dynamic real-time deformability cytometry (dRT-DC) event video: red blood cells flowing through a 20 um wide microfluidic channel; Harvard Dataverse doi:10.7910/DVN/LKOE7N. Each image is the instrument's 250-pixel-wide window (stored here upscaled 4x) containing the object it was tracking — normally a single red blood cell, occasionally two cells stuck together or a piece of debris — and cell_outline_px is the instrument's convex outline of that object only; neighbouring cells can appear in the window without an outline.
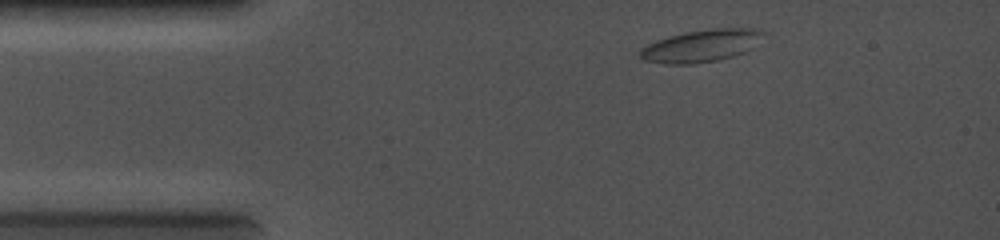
{"species": "common noctule bat (a hibernating species)", "species_latin": "Nyctalus noctula", "temperature_condition": "cold", "stored_images_in_passage": 2, "camera_frame_rate_fps": 5000, "um_per_image_px": 0.085, "animal": {"sex": "female", "body_mass_g": 19.0, "forearm_length_mm": 56.7}, "frame": {"image": 1, "passage_image": 1, "time_ms": 0.0, "image_size_px": [1000, 240], "cell_outline_px": [[764, 32], [752, 48], [744, 52], [732, 56], [716, 60], [692, 64], [664, 64], [644, 60], [640, 56], [640, 48], [656, 40], [668, 36], [684, 32], [712, 28], [764, 28]], "centroid_in_image_um": [59.59, 3.88], "position_along_channel_um": 25.4, "area_um2": 23.18}}